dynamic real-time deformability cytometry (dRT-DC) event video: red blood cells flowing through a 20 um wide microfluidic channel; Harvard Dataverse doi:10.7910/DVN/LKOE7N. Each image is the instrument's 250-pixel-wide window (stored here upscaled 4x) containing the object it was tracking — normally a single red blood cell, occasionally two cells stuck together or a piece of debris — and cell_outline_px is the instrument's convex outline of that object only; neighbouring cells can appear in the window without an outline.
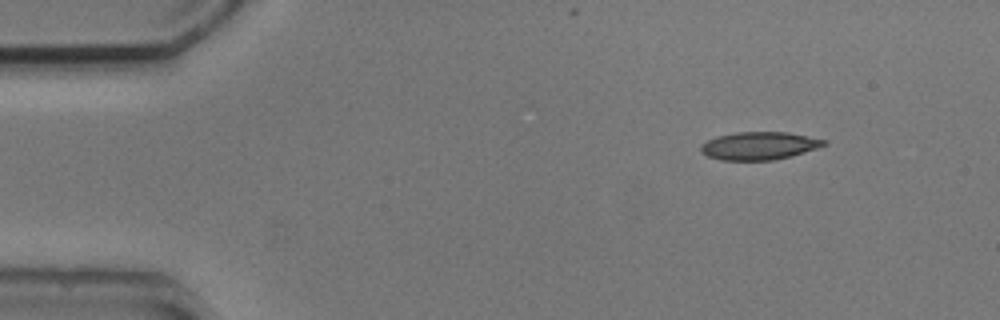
{"species": "common noctule bat (a hibernating species)", "species_latin": "Nyctalus noctula", "temperature_condition": "cold", "stored_images_in_passage": 12, "camera_frame_rate_fps": 3000, "um_per_image_px": 0.085, "animal": {"sex": "male", "body_mass_g": 20.5, "forearm_length_mm": 52.5}, "frame": {"image": 1, "passage_image": 1, "time_ms": 0.0, "image_size_px": [1000, 320], "cell_outline_px": [[828, 144], [792, 156], [772, 160], [720, 160], [708, 156], [700, 152], [700, 144], [716, 136], [736, 132], [788, 132], [828, 140]], "centroid_in_image_um": [64.52, 12.39], "position_along_channel_um": 20.5, "area_um2": 20.11}}
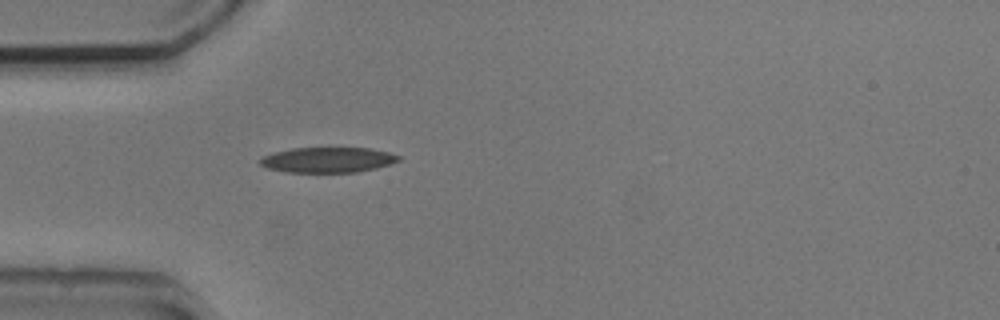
{"frame": {"image": 2, "passage_image": 10, "time_ms": 3.0, "image_size_px": [1000, 320], "cell_outline_px": [[400, 160], [376, 168], [356, 172], [284, 172], [268, 168], [260, 164], [256, 160], [264, 156], [276, 152], [292, 148], [372, 148], [388, 152], [400, 156]], "centroid_in_image_um": [27.84, 13.59], "position_along_channel_um": 57.2, "area_um2": 20.35}}